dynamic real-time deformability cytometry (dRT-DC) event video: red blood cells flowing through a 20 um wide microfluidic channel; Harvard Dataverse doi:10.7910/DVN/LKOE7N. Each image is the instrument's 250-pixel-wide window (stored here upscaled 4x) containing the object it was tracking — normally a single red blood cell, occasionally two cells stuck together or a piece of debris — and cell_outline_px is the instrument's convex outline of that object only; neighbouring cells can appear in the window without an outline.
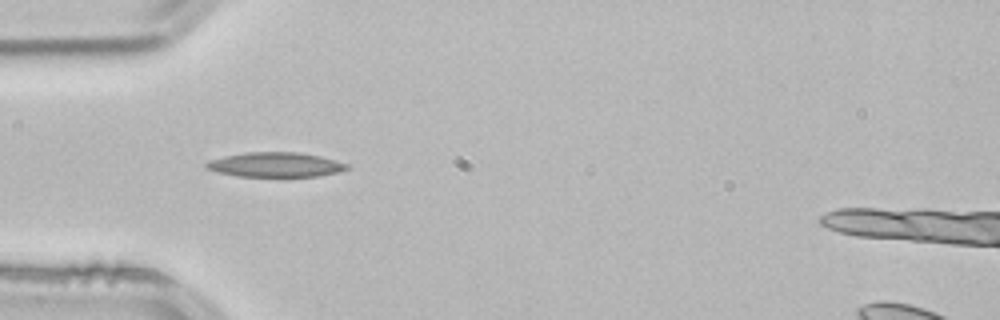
{"species": "common noctule bat (a hibernating species)", "species_latin": "Nyctalus noctula", "temperature_condition": "room temperature", "stored_images_in_passage": 4, "camera_frame_rate_fps": 3000, "um_per_image_px": 0.085, "animal": {"sex": "male", "body_mass_g": 21.5, "forearm_length_mm": 52.0}, "frame": {"image": 1, "passage_image": 4, "time_ms": 1.0, "image_size_px": [1000, 320], "cell_outline_px": [[348, 168], [336, 172], [316, 176], [236, 176], [216, 172], [208, 168], [204, 164], [208, 160], [224, 156], [248, 152], [296, 152], [320, 156], [348, 164]], "centroid_in_image_um": [23.36, 13.99], "position_along_channel_um": 61.6, "area_um2": 19.94}}